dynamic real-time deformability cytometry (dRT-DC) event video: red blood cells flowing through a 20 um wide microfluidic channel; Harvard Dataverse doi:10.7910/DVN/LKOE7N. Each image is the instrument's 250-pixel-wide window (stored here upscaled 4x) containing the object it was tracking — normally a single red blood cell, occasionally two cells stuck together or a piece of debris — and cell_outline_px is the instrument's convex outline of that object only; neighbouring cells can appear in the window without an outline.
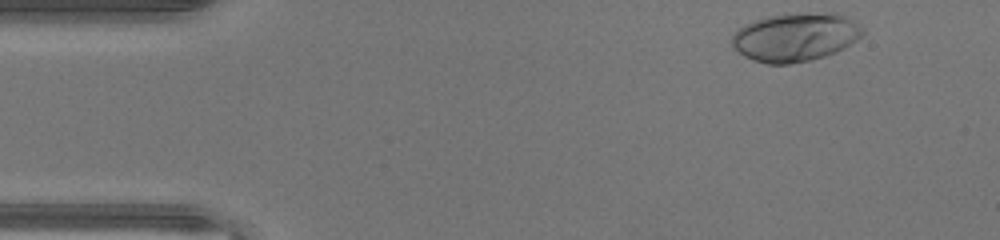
{"species": "human", "species_latin": "Homo sapiens", "temperature_condition": "warm", "stored_images_in_passage": 35, "camera_frame_rate_fps": 3000, "um_per_image_px": 0.085, "donor": {"sex": "male"}, "frame": {"image": 1, "passage_image": 1, "time_ms": 0.0, "image_size_px": [1000, 240], "cell_outline_px": [[864, 32], [856, 40], [844, 48], [836, 52], [824, 56], [808, 60], [788, 64], [768, 64], [752, 60], [744, 56], [732, 44], [732, 36], [736, 28], [744, 24], [768, 16], [828, 12], [836, 12], [844, 16], [864, 28]], "centroid_in_image_um": [67.59, 3.16], "position_along_channel_um": 17.4, "area_um2": 36.59}}
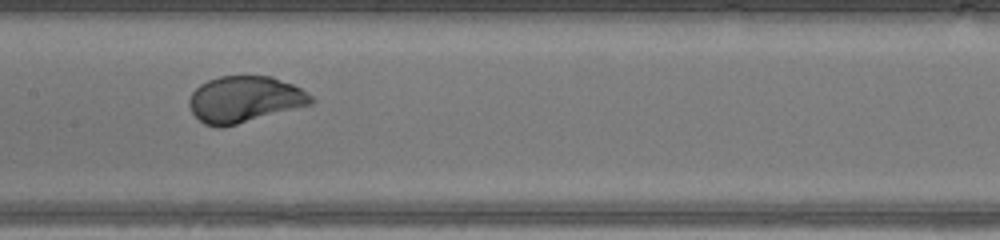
{"frame": {"image": 2, "passage_image": 19, "time_ms": 6.0, "image_size_px": [1000, 240], "cell_outline_px": [[316, 100], [312, 104], [224, 128], [216, 128], [204, 124], [192, 112], [188, 104], [188, 100], [192, 92], [200, 84], [208, 80], [220, 76], [272, 76], [292, 84], [308, 92]], "centroid_in_image_um": [20.79, 8.46], "position_along_channel_um": 186.6, "area_um2": 33.18}}
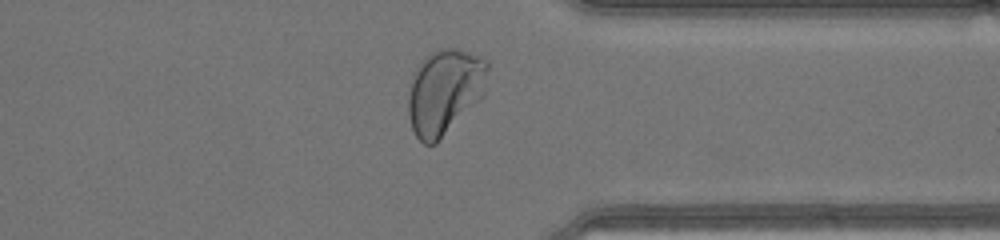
{"frame": {"image": 3, "passage_image": 32, "time_ms": 10.333, "image_size_px": [1000, 240], "cell_outline_px": [[488, 68], [484, 96], [436, 144], [424, 144], [416, 136], [412, 128], [408, 116], [408, 96], [412, 80], [416, 68], [432, 52], [440, 48], [456, 48], [468, 52], [488, 60]], "centroid_in_image_um": [37.81, 7.8], "position_along_channel_um": 373.6, "area_um2": 39.42}, "authors_computed_cell_mechanics": {"area_um2": 34.102, "velocity_mm_per_s": 4.4302, "shape_relaxation_time_tau1_ms": 1.8024, "shape_relaxation_time_tau2_ms": null, "deformation_change_tau1": 0.1634, "deformation_change_tau2": null}}